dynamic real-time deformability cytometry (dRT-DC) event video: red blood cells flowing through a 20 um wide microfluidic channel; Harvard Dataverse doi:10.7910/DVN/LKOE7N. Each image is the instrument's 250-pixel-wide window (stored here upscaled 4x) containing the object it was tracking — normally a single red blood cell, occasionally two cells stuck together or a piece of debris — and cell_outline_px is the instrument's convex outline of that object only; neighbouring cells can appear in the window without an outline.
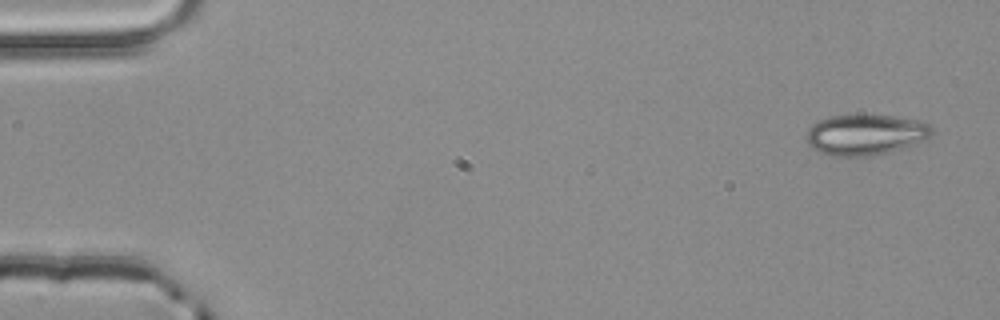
{"species": "common noctule bat (a hibernating species)", "species_latin": "Nyctalus noctula", "temperature_condition": "room temperature", "stored_images_in_passage": 4, "camera_frame_rate_fps": 3000, "um_per_image_px": 0.085, "animal": {"sex": "male", "body_mass_g": 20.4}, "frame": {"image": 1, "passage_image": 1, "time_ms": 0.0, "image_size_px": [1000, 320], "cell_outline_px": [[932, 132], [924, 140], [916, 144], [904, 148], [888, 152], [868, 156], [832, 156], [820, 152], [812, 148], [808, 144], [808, 128], [816, 120], [832, 116], [892, 116], [916, 120], [928, 124], [932, 128]], "centroid_in_image_um": [73.54, 11.46], "position_along_channel_um": 11.5, "area_um2": 29.36}}